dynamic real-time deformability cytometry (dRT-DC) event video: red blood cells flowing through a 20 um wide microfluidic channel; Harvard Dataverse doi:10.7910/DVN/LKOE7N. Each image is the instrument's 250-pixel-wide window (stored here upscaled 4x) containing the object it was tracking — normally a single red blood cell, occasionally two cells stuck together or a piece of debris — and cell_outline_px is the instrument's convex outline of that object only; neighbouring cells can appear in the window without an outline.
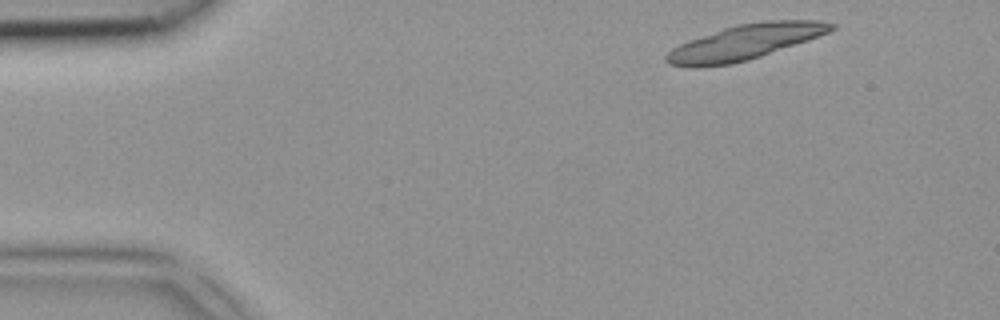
{"species": "common noctule bat (a hibernating species)", "species_latin": "Nyctalus noctula", "temperature_condition": "room temperature", "stored_images_in_passage": 3, "camera_frame_rate_fps": 3000, "um_per_image_px": 0.085, "animal": {"sex": "female", "body_mass_g": 18.4}, "frame": {"image": 1, "passage_image": 1, "time_ms": 0.0, "image_size_px": [1000, 320], "cell_outline_px": [[836, 28], [828, 32], [760, 56], [748, 60], [732, 64], [696, 68], [688, 68], [668, 64], [664, 60], [664, 56], [672, 48], [680, 44], [724, 28], [736, 24], [764, 20], [820, 20], [836, 24]], "centroid_in_image_um": [63.27, 3.59], "position_along_channel_um": 21.7, "area_um2": 33.52}}